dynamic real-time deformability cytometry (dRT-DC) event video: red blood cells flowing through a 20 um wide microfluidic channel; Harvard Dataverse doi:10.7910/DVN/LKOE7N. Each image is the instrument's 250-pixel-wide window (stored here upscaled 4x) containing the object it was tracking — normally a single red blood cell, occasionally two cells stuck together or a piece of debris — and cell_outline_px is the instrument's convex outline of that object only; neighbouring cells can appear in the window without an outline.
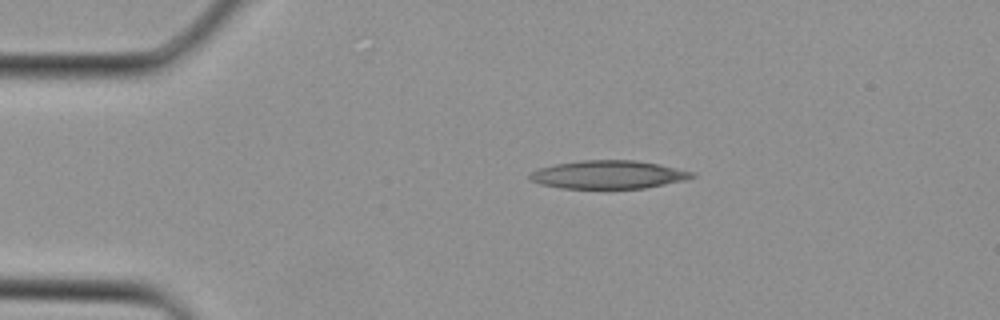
{"species": "Egyptian fruit bat (a non-hibernating species)", "species_latin": "Rousettus aegyptiacus", "temperature_condition": "cold", "stored_images_in_passage": 2, "camera_frame_rate_fps": 3000, "um_per_image_px": 0.085, "animal": {"sex": "female"}, "frame": {"image": 1, "passage_image": 1, "time_ms": 0.0, "image_size_px": [1000, 320], "cell_outline_px": [[696, 176], [688, 180], [644, 188], [560, 188], [540, 184], [528, 180], [528, 176], [536, 168], [556, 164], [580, 160], [636, 160], [696, 172]], "centroid_in_image_um": [51.7, 14.84], "position_along_channel_um": 33.3, "area_um2": 26.82}}
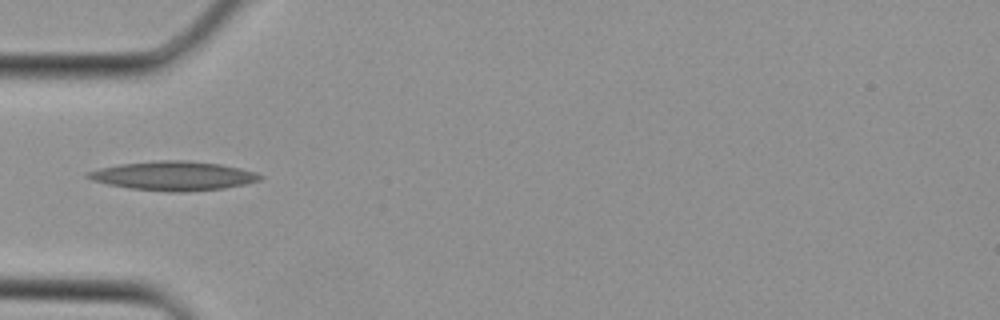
{"frame": {"image": 2, "passage_image": 2, "time_ms": 0.333, "image_size_px": [1000, 320], "cell_outline_px": [[264, 176], [260, 180], [244, 184], [224, 188], [180, 192], [168, 192], [128, 188], [108, 184], [92, 180], [84, 176], [84, 172], [100, 168], [120, 164], [160, 160], [188, 160], [220, 164], [240, 168], [256, 172]], "centroid_in_image_um": [14.72, 14.94], "position_along_channel_um": 70.3, "area_um2": 29.25}}